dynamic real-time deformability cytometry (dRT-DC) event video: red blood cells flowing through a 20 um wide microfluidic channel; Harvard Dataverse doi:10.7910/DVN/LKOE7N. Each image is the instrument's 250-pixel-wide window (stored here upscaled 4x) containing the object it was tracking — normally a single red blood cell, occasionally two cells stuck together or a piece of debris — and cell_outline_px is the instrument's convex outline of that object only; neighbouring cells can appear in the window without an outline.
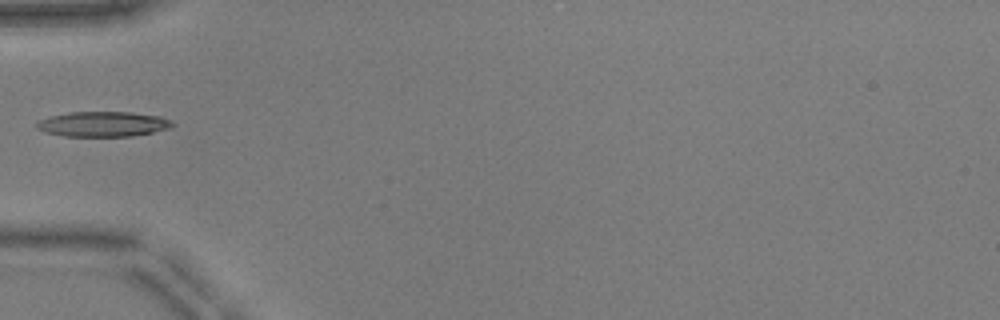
{"species": "common noctule bat (a hibernating species)", "species_latin": "Nyctalus noctula", "temperature_condition": "warm", "stored_images_in_passage": 35, "camera_frame_rate_fps": 3000, "um_per_image_px": 0.085, "animal": {"sex": "male", "body_mass_g": 17.9, "forearm_length_mm": 54.2}, "frame": {"image": 1, "passage_image": 1, "time_ms": 0.0, "image_size_px": [1000, 320], "cell_outline_px": [[176, 124], [168, 128], [152, 132], [132, 136], [64, 136], [44, 132], [36, 128], [36, 124], [40, 120], [48, 116], [68, 112], [132, 112], [160, 116], [172, 120]], "centroid_in_image_um": [8.75, 10.54], "position_along_channel_um": 76.3, "area_um2": 19.94}}
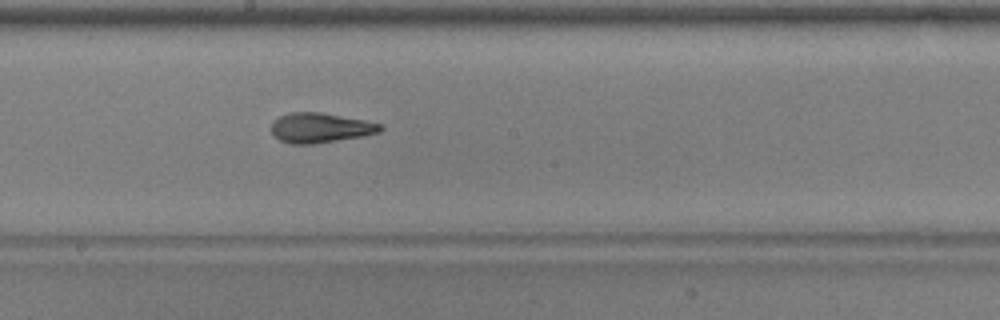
{"frame": {"image": 2, "passage_image": 12, "time_ms": 3.667, "image_size_px": [1000, 320], "cell_outline_px": [[384, 128], [380, 132], [364, 136], [316, 144], [288, 144], [272, 136], [272, 124], [280, 116], [292, 112], [320, 112], [364, 120], [380, 124]], "centroid_in_image_um": [27.23, 10.88], "position_along_channel_um": 221.0, "area_um2": 19.02}}
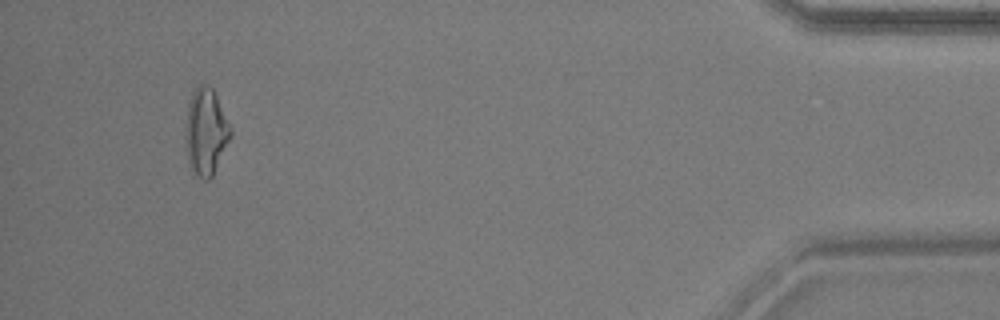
{"frame": {"image": 3, "passage_image": 32, "time_ms": 10.333, "image_size_px": [1000, 320], "cell_outline_px": [[232, 136], [212, 176], [208, 180], [204, 180], [192, 168], [188, 160], [184, 128], [184, 124], [188, 104], [192, 92], [196, 84], [204, 84], [212, 88], [216, 96], [232, 132]], "centroid_in_image_um": [17.47, 11.16], "position_along_channel_um": 417.7, "area_um2": 22.54}}